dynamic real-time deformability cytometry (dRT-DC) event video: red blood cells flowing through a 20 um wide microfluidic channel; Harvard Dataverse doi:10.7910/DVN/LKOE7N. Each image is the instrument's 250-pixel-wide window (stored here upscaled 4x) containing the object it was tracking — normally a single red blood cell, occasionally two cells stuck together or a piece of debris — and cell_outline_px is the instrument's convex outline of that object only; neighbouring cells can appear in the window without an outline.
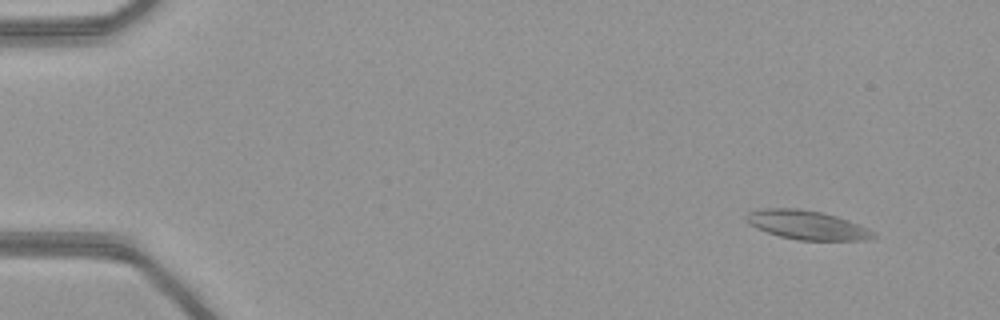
{"species": "common noctule bat (a hibernating species)", "species_latin": "Nyctalus noctula", "temperature_condition": "warm", "stored_images_in_passage": 52, "camera_frame_rate_fps": 3000, "um_per_image_px": 0.085, "animal": {"sex": "female", "body_mass_g": 21.9}, "frame": {"image": 1, "passage_image": 5, "time_ms": 1.333, "image_size_px": [1000, 320], "cell_outline_px": [[876, 236], [864, 240], [800, 240], [780, 236], [756, 228], [748, 224], [744, 220], [744, 216], [748, 212], [756, 208], [796, 208], [820, 212], [836, 216], [848, 220], [868, 228], [876, 232]], "centroid_in_image_um": [68.54, 19.11], "position_along_channel_um": 16.5, "area_um2": 21.56}}
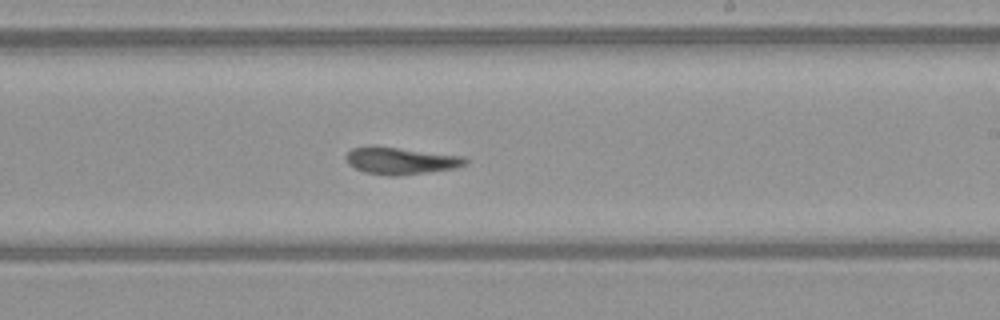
{"frame": {"image": 2, "passage_image": 32, "time_ms": 10.333, "image_size_px": [1000, 320], "cell_outline_px": [[468, 164], [456, 168], [400, 176], [388, 176], [364, 172], [348, 164], [344, 156], [352, 148], [368, 144], [372, 144], [464, 156], [468, 160]], "centroid_in_image_um": [34.04, 13.64], "position_along_channel_um": 255.0, "area_um2": 19.36}}
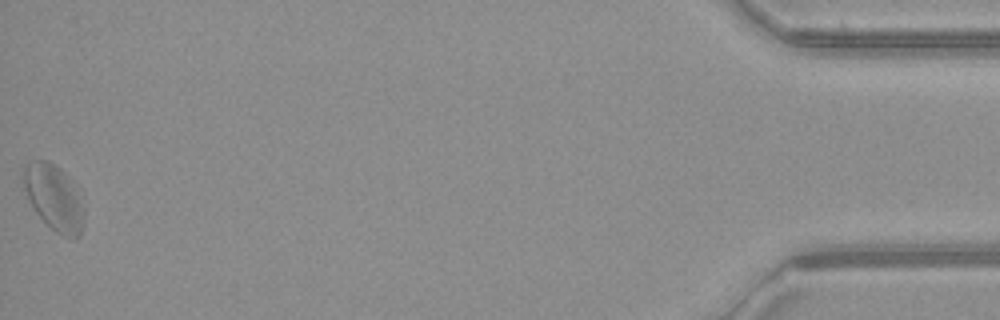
{"frame": {"image": 3, "passage_image": 52, "time_ms": 17.0, "image_size_px": [1000, 320], "cell_outline_px": [[84, 220], [80, 236], [64, 236], [56, 232], [36, 212], [28, 200], [24, 188], [24, 164], [28, 160], [48, 160], [60, 168], [64, 172], [84, 212]], "centroid_in_image_um": [4.53, 16.77], "position_along_channel_um": 430.7, "area_um2": 22.31}, "authors_computed_cell_mechanics": {"area_um2": 19.7387, "velocity_mm_per_s": 4.0624, "shape_relaxation_time_tau1_ms": 9.7416, "shape_relaxation_time_tau2_ms": 2.6001, "deformation_change_tau1": 0.2098, "deformation_change_tau2": 0.0912}}